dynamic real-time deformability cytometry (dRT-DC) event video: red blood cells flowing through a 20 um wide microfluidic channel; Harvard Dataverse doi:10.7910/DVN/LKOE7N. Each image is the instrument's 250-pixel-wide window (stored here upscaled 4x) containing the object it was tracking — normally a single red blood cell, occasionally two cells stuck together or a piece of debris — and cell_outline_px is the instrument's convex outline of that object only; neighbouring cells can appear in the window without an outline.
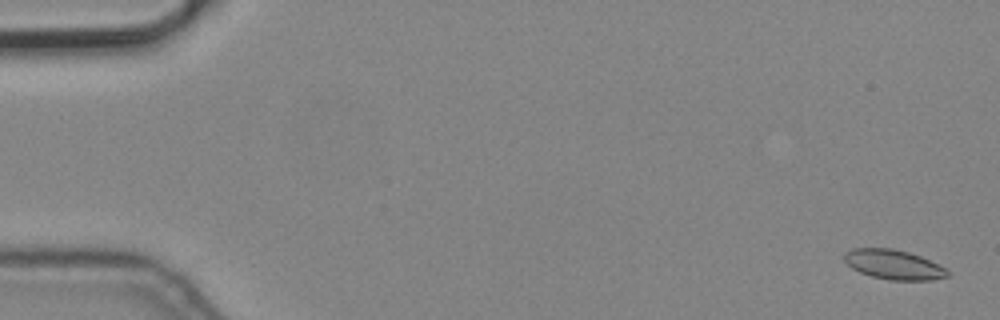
{"species": "common noctule bat (a hibernating species)", "species_latin": "Nyctalus noctula", "temperature_condition": "cold", "stored_images_in_passage": 5, "camera_frame_rate_fps": 3000, "um_per_image_px": 0.085, "animal": {"sex": "male", "body_mass_g": 19.2, "forearm_length_mm": 51.8}, "frame": {"image": 1, "passage_image": 2, "time_ms": 0.333, "image_size_px": [1000, 320], "cell_outline_px": [[952, 272], [948, 276], [932, 280], [888, 280], [872, 276], [860, 272], [852, 268], [844, 260], [844, 252], [852, 248], [892, 248], [908, 252], [920, 256]], "centroid_in_image_um": [75.94, 22.49], "position_along_channel_um": 9.1, "area_um2": 17.74}}